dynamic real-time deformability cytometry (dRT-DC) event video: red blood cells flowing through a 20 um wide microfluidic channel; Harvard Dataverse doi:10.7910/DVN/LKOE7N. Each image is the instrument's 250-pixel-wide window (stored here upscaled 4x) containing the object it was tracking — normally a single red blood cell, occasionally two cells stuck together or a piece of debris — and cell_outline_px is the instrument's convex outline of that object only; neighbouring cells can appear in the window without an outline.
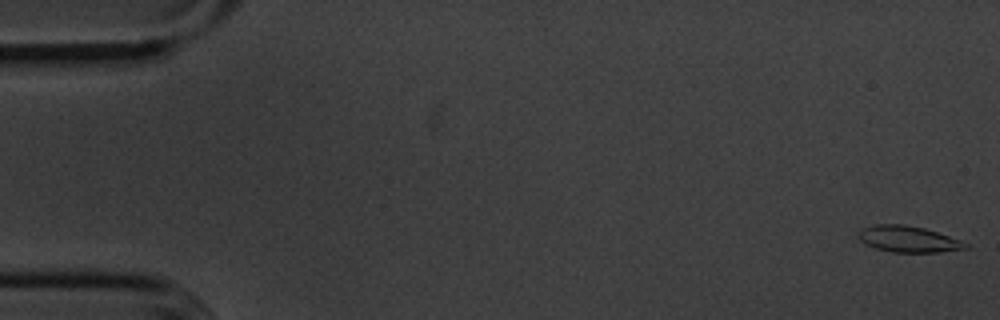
{"species": "common noctule bat (a hibernating species)", "species_latin": "Nyctalus noctula", "temperature_condition": "cold", "stored_images_in_passage": 55, "camera_frame_rate_fps": 3000, "um_per_image_px": 0.085, "animal": {"sex": "male", "body_mass_g": 20.1, "forearm_length_mm": 53.5}, "frame": {"image": 1, "passage_image": 1, "time_ms": 0.0, "image_size_px": [1000, 320], "cell_outline_px": [[968, 248], [940, 252], [892, 252], [876, 248], [860, 240], [856, 236], [856, 232], [860, 228], [876, 224], [904, 224], [924, 228], [960, 240], [968, 244]], "centroid_in_image_um": [77.15, 20.31], "position_along_channel_um": 7.8, "area_um2": 16.36}}
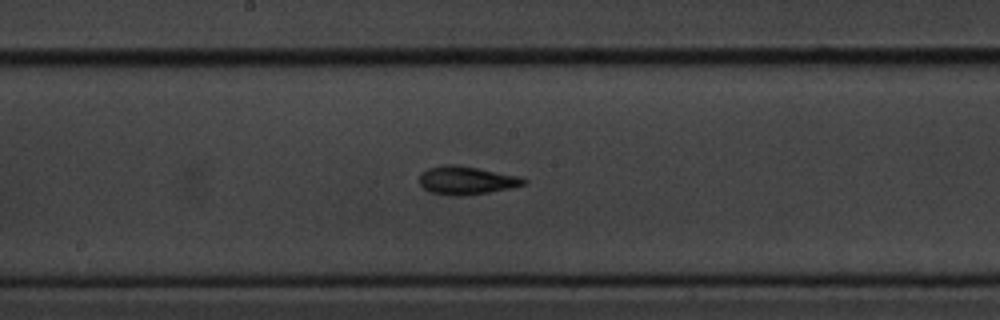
{"frame": {"image": 2, "passage_image": 29, "time_ms": 9.333, "image_size_px": [1000, 320], "cell_outline_px": [[528, 180], [524, 184], [512, 188], [488, 192], [460, 196], [452, 196], [428, 192], [420, 184], [420, 172], [428, 168], [444, 164], [456, 164], [520, 176]], "centroid_in_image_um": [39.62, 15.33], "position_along_channel_um": 208.6, "area_um2": 17.28}}
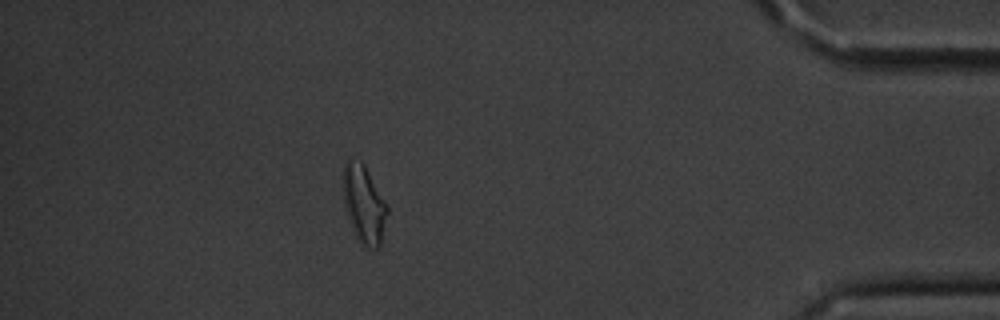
{"frame": {"image": 3, "passage_image": 49, "time_ms": 16.0, "image_size_px": [1000, 320], "cell_outline_px": [[388, 212], [380, 244], [376, 248], [368, 248], [360, 244], [348, 220], [344, 208], [340, 188], [344, 164], [348, 160], [360, 160], [364, 164], [388, 208]], "centroid_in_image_um": [30.87, 17.35], "position_along_channel_um": 404.3, "area_um2": 20.29}, "authors_computed_cell_mechanics": {"area_um2": 16.762, "velocity_mm_per_s": 3.614, "shape_relaxation_time_tau1_ms": 3.7547, "shape_relaxation_time_tau2_ms": 3.8905, "deformation_change_tau1": 0.1303, "deformation_change_tau2": 0.1148}}